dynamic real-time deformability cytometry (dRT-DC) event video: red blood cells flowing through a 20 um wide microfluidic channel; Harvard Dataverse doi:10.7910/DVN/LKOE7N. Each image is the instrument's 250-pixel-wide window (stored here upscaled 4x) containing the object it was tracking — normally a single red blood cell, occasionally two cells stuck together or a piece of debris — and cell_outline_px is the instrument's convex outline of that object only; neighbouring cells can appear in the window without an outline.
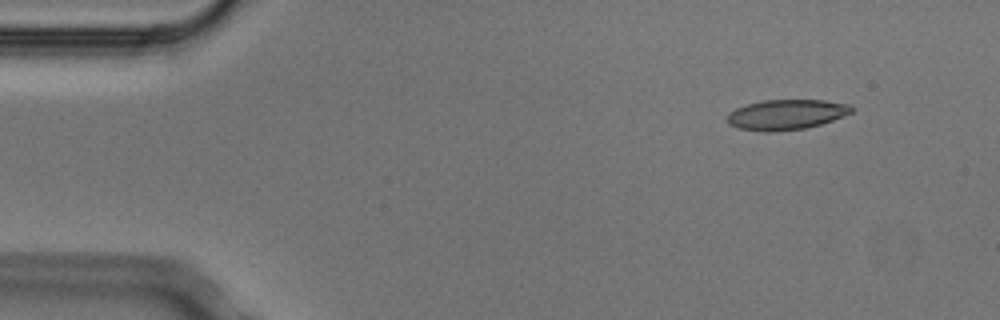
{"species": "Egyptian fruit bat (a non-hibernating species)", "species_latin": "Rousettus aegyptiacus", "temperature_condition": "cold", "stored_images_in_passage": 4, "camera_frame_rate_fps": 3000, "um_per_image_px": 0.085, "animal": {"sex": "male"}, "frame": {"image": 1, "passage_image": 1, "time_ms": 0.0, "image_size_px": [1000, 320], "cell_outline_px": [[852, 112], [844, 116], [820, 124], [804, 128], [772, 132], [764, 132], [740, 128], [728, 124], [724, 120], [728, 112], [736, 108], [748, 104], [764, 100], [824, 100], [852, 104]], "centroid_in_image_um": [66.81, 9.74], "position_along_channel_um": 18.2, "area_um2": 21.96}}